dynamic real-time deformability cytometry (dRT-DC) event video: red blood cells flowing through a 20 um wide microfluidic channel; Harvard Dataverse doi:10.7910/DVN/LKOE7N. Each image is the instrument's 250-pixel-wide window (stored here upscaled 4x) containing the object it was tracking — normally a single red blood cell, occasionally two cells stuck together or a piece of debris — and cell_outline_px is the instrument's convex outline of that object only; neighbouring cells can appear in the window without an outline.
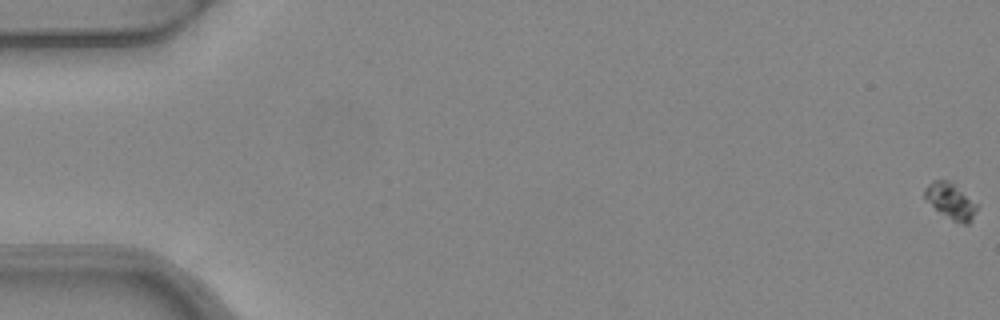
{"species": "common noctule bat (a hibernating species)", "species_latin": "Nyctalus noctula", "temperature_condition": "warm", "stored_images_in_passage": 6, "camera_frame_rate_fps": 3000, "um_per_image_px": 0.085, "animal": {"sex": "female", "body_mass_g": 24.6, "forearm_length_mm": 56.2}, "frame": {"image": 1, "passage_image": 1, "time_ms": 0.0, "image_size_px": [1000, 320], "cell_outline_px": [[976, 208], [972, 220], [968, 224], [964, 224], [952, 220], [936, 208], [924, 196], [924, 188], [932, 180], [948, 180], [976, 204]], "centroid_in_image_um": [80.78, 17.08], "position_along_channel_um": 4.2, "area_um2": 10.29}}
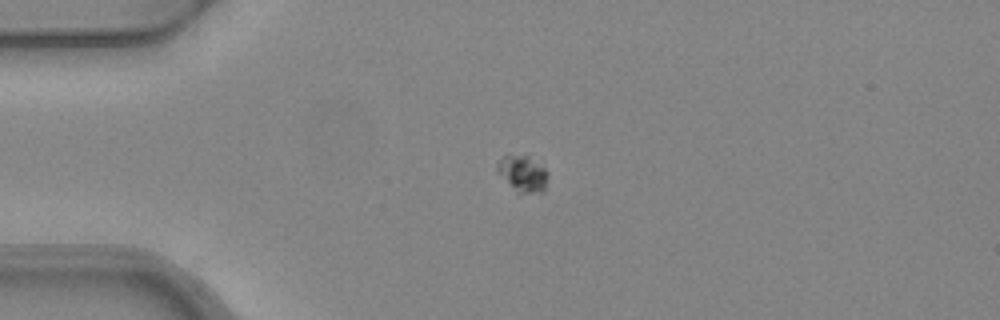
{"frame": {"image": 2, "passage_image": 5, "time_ms": 1.333, "image_size_px": [1000, 320], "cell_outline_px": [[548, 176], [544, 192], [516, 196], [496, 172], [496, 164], [504, 156], [528, 156], [544, 168], [548, 172]], "centroid_in_image_um": [44.4, 14.86], "position_along_channel_um": 40.6, "area_um2": 11.21}}